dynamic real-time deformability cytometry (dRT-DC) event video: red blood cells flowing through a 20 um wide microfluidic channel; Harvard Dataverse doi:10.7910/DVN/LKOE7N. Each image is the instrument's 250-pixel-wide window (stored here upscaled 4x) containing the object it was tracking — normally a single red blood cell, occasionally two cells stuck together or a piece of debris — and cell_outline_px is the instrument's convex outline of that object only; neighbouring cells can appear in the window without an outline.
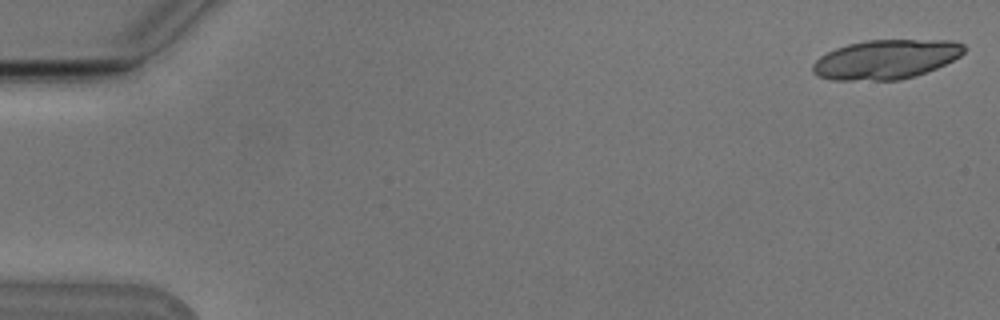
{"species": "Egyptian fruit bat (a non-hibernating species)", "species_latin": "Rousettus aegyptiacus", "temperature_condition": "cold", "stored_images_in_passage": 9, "camera_frame_rate_fps": 3000, "um_per_image_px": 0.085, "animal": {"sex": "male"}, "frame": {"image": 1, "passage_image": 1, "time_ms": 0.0, "image_size_px": [1000, 320], "cell_outline_px": [[968, 48], [960, 56], [936, 68], [916, 76], [900, 80], [832, 80], [816, 76], [812, 72], [812, 64], [820, 56], [836, 48], [848, 44], [868, 40], [952, 40], [964, 44]], "centroid_in_image_um": [75.31, 5.05], "position_along_channel_um": 9.7, "area_um2": 34.85}}